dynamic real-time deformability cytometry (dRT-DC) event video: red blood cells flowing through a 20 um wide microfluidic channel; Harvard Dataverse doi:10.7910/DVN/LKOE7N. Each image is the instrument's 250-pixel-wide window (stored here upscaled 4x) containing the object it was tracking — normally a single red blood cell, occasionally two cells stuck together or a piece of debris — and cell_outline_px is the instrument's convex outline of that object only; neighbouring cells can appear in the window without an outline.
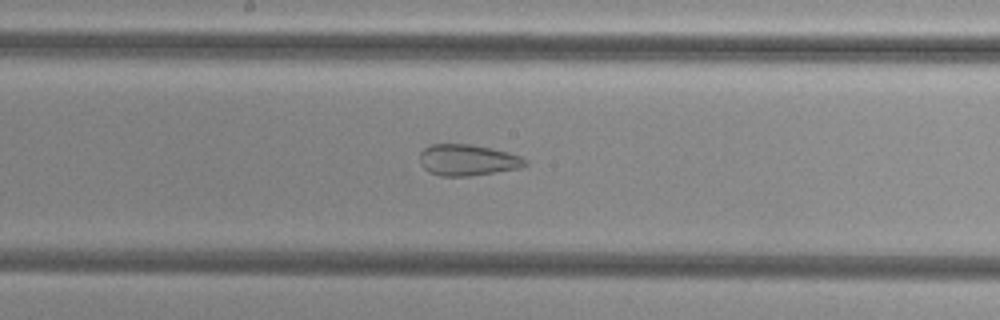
{"species": "common noctule bat (a hibernating species)", "species_latin": "Nyctalus noctula", "temperature_condition": "cold", "stored_images_in_passage": 44, "camera_frame_rate_fps": 3000, "um_per_image_px": 0.085, "animal": {"sex": "female", "body_mass_g": 29.2, "forearm_length_mm": 56.3}, "frame": {"image": 1, "passage_image": 24, "time_ms": 7.667, "image_size_px": [1000, 320], "cell_outline_px": [[528, 164], [520, 168], [468, 176], [440, 176], [428, 172], [420, 164], [420, 152], [424, 148], [432, 144], [472, 144], [492, 148], [508, 152], [520, 156], [528, 160]], "centroid_in_image_um": [39.74, 13.6], "position_along_channel_um": 208.5, "area_um2": 19.31}}
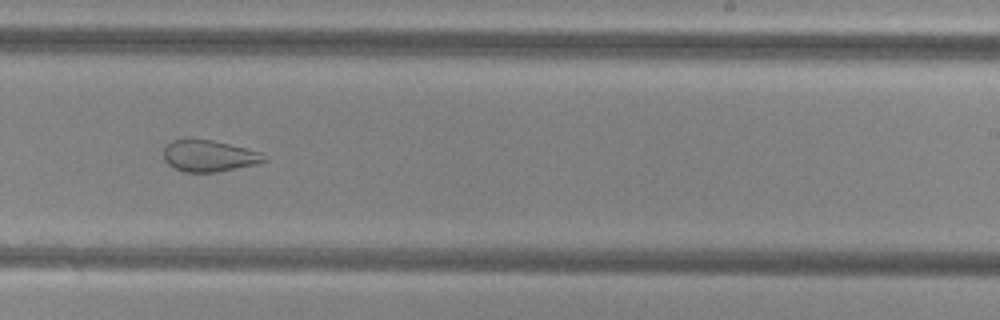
{"frame": {"image": 2, "passage_image": 29, "time_ms": 9.333, "image_size_px": [1000, 320], "cell_outline_px": [[268, 160], [256, 164], [216, 172], [184, 172], [168, 164], [164, 160], [164, 148], [172, 140], [212, 140], [260, 152]], "centroid_in_image_um": [17.75, 13.27], "position_along_channel_um": 271.2, "area_um2": 18.03}}
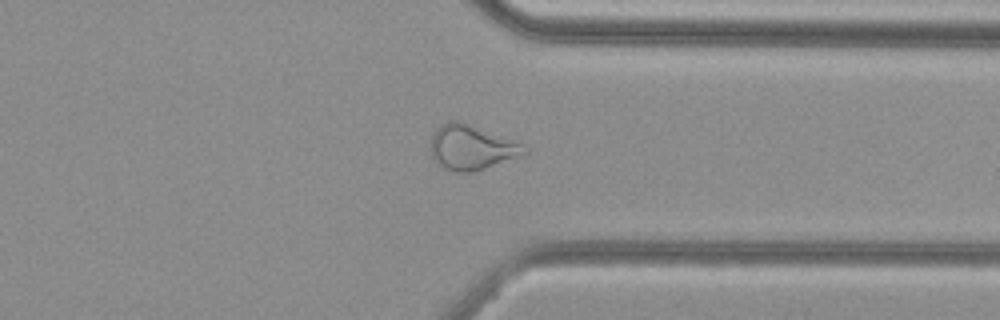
{"frame": {"image": 3, "passage_image": 37, "time_ms": 12.0, "image_size_px": [1000, 320], "cell_outline_px": [[528, 152], [520, 156], [476, 172], [456, 172], [444, 168], [432, 156], [432, 136], [436, 128], [440, 124], [448, 120], [460, 120], [520, 144], [528, 148]], "centroid_in_image_um": [40.06, 12.53], "position_along_channel_um": 371.3, "area_um2": 24.1}, "authors_computed_cell_mechanics": {"area_um2": 25.5765, "velocity_mm_per_s": 3.783, "shape_relaxation_time_tau1_ms": null, "shape_relaxation_time_tau2_ms": 1.5869, "deformation_change_tau1": null, "deformation_change_tau2": 0.0847}}